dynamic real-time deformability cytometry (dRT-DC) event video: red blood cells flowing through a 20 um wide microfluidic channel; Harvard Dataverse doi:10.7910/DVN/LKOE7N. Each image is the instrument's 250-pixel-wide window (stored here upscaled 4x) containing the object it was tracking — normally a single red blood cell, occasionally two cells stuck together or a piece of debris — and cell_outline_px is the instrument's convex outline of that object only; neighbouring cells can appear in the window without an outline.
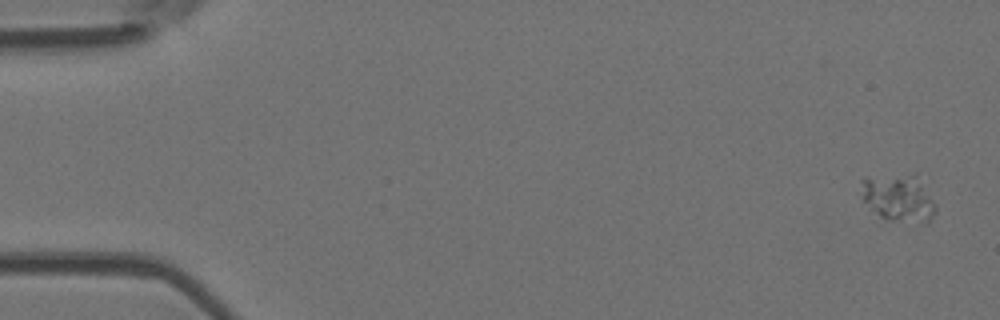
{"species": "Egyptian fruit bat (a non-hibernating species)", "species_latin": "Rousettus aegyptiacus", "temperature_condition": "room temperature", "stored_images_in_passage": 5, "camera_frame_rate_fps": 3000, "um_per_image_px": 0.085, "animal": {"sex": "female"}, "frame": {"image": 1, "passage_image": 1, "time_ms": 0.0, "image_size_px": [1000, 320], "cell_outline_px": [[936, 212], [928, 224], [888, 220], [880, 216], [860, 200], [860, 180], [864, 176], [916, 172], [936, 204]], "centroid_in_image_um": [76.35, 16.78], "position_along_channel_um": 8.6, "area_um2": 21.73}}
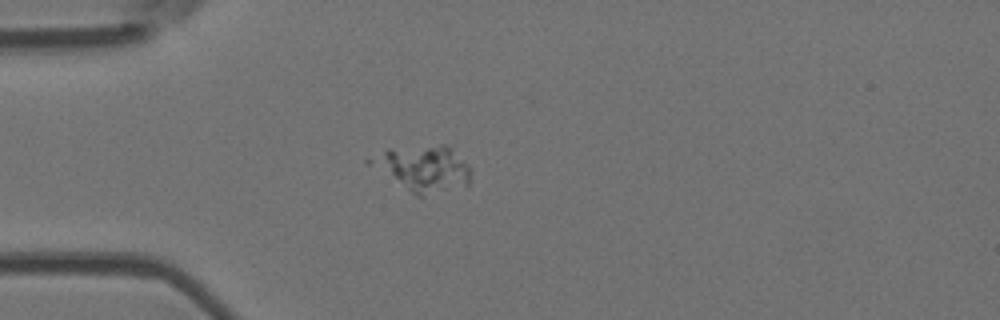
{"frame": {"image": 2, "passage_image": 5, "time_ms": 4.333, "image_size_px": [1000, 320], "cell_outline_px": [[472, 172], [468, 188], [424, 196], [416, 196], [368, 164], [364, 160], [388, 148], [440, 144], [444, 144], [452, 148], [472, 168]], "centroid_in_image_um": [36.02, 14.33], "position_along_channel_um": 49.0, "area_um2": 27.69}}